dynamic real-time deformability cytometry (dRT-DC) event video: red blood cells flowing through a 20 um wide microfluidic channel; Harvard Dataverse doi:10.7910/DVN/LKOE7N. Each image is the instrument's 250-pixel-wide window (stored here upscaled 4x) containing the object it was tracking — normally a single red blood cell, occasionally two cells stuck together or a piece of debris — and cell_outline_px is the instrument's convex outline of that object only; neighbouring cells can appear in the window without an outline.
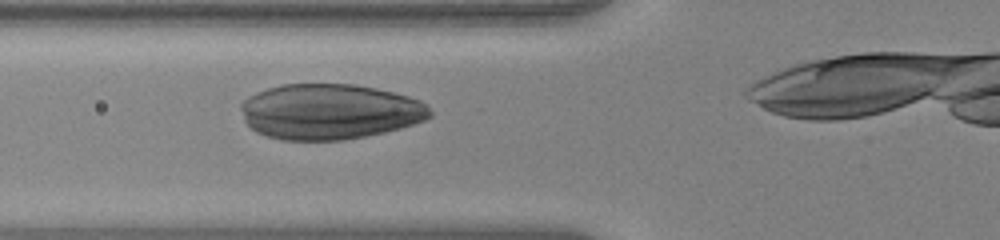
{"species": "human", "species_latin": "Homo sapiens", "temperature_condition": "warm", "stored_images_in_passage": 28, "camera_frame_rate_fps": 3000, "um_per_image_px": 0.085, "donor": {"sex": "female"}, "frame": {"image": 1, "passage_image": 5, "time_ms": 1.333, "image_size_px": [1000, 240], "cell_outline_px": [[432, 116], [424, 120], [400, 128], [384, 132], [344, 140], [280, 140], [256, 132], [244, 120], [240, 108], [240, 104], [248, 96], [256, 92], [268, 88], [284, 84], [352, 84], [376, 88], [408, 96], [420, 100], [428, 104], [432, 112]], "centroid_in_image_um": [28.01, 9.48], "position_along_channel_um": 97.8, "area_um2": 61.27}}
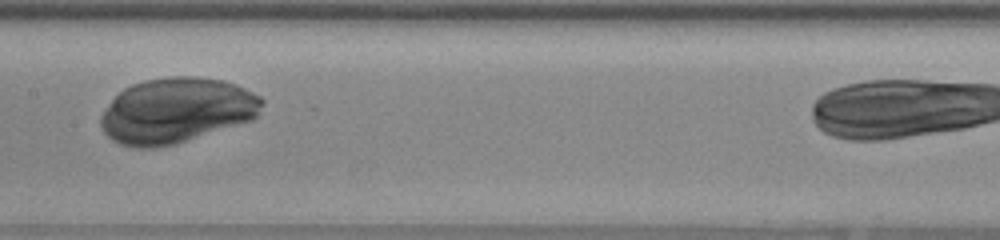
{"frame": {"image": 2, "passage_image": 12, "time_ms": 3.667, "image_size_px": [1000, 240], "cell_outline_px": [[264, 104], [256, 116], [252, 120], [176, 144], [152, 148], [132, 148], [120, 144], [112, 140], [104, 132], [100, 124], [100, 116], [112, 100], [124, 88], [132, 84], [144, 80], [172, 76], [192, 76], [224, 80], [236, 84], [260, 96], [264, 100]], "centroid_in_image_um": [15.0, 9.4], "position_along_channel_um": 192.4, "area_um2": 61.44}}
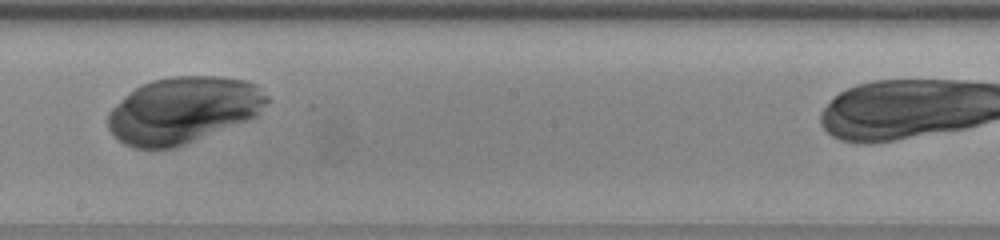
{"frame": {"image": 3, "passage_image": 15, "time_ms": 4.667, "image_size_px": [1000, 240], "cell_outline_px": [[272, 100], [256, 116], [248, 120], [176, 148], [132, 148], [124, 144], [112, 136], [108, 128], [108, 112], [124, 96], [140, 84], [152, 80], [172, 76], [220, 76], [248, 80], [256, 84]], "centroid_in_image_um": [15.58, 9.35], "position_along_channel_um": 232.6, "area_um2": 62.14}}